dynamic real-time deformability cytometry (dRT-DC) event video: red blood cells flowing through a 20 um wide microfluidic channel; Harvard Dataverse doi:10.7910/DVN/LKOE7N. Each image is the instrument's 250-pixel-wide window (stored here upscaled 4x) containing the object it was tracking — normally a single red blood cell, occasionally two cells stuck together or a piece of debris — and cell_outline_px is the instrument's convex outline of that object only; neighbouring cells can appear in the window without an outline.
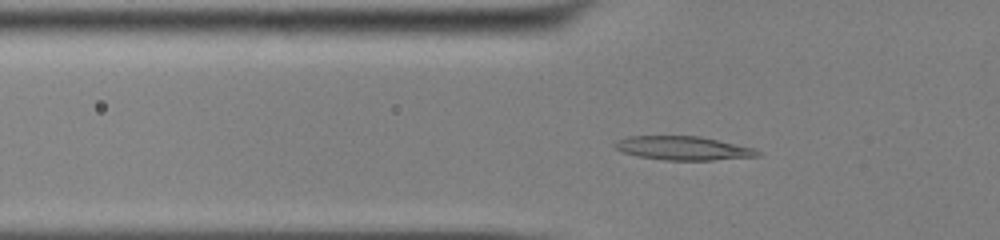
{"species": "common noctule bat (a hibernating species)", "species_latin": "Nyctalus noctula", "temperature_condition": "cold", "stored_images_in_passage": 55, "camera_frame_rate_fps": 3000, "um_per_image_px": 0.085, "animal": {"sex": "male", "body_mass_g": 13.0, "forearm_length_mm": 53.1}, "frame": {"image": 1, "passage_image": 20, "time_ms": 6.333, "image_size_px": [1000, 240], "cell_outline_px": [[760, 156], [712, 160], [664, 160], [636, 156], [620, 152], [612, 144], [628, 136], [700, 136], [756, 148], [760, 152]], "centroid_in_image_um": [58.07, 12.6], "position_along_channel_um": 67.7, "area_um2": 19.88}}
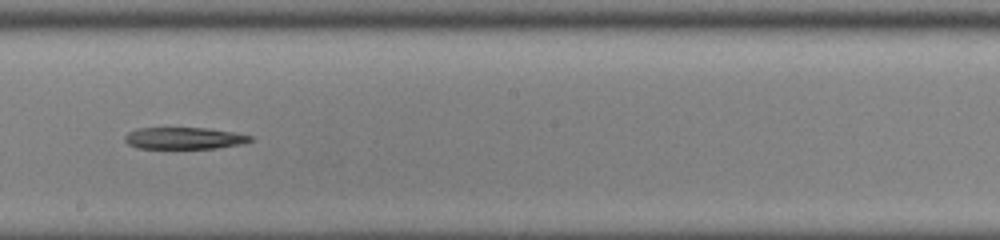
{"frame": {"image": 2, "passage_image": 33, "time_ms": 10.667, "image_size_px": [1000, 240], "cell_outline_px": [[252, 140], [244, 144], [216, 148], [136, 148], [128, 144], [124, 140], [124, 136], [128, 132], [140, 128], [208, 128], [232, 132], [252, 136]], "centroid_in_image_um": [15.65, 11.75], "position_along_channel_um": 232.6, "area_um2": 15.9}}
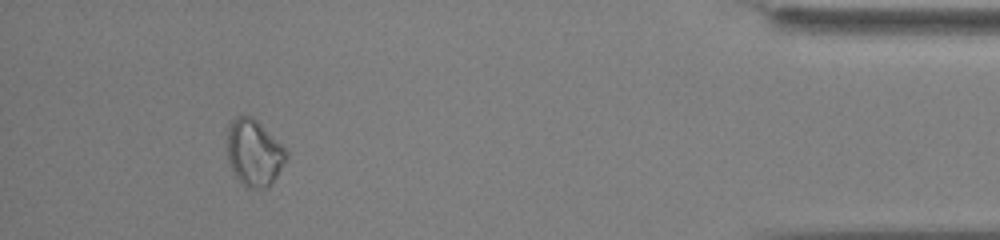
{"frame": {"image": 3, "passage_image": 51, "time_ms": 16.667, "image_size_px": [1000, 240], "cell_outline_px": [[288, 156], [276, 176], [268, 188], [248, 188], [236, 176], [228, 164], [228, 124], [236, 116], [252, 116], [288, 152]], "centroid_in_image_um": [21.57, 12.99], "position_along_channel_um": 413.6, "area_um2": 22.48}}